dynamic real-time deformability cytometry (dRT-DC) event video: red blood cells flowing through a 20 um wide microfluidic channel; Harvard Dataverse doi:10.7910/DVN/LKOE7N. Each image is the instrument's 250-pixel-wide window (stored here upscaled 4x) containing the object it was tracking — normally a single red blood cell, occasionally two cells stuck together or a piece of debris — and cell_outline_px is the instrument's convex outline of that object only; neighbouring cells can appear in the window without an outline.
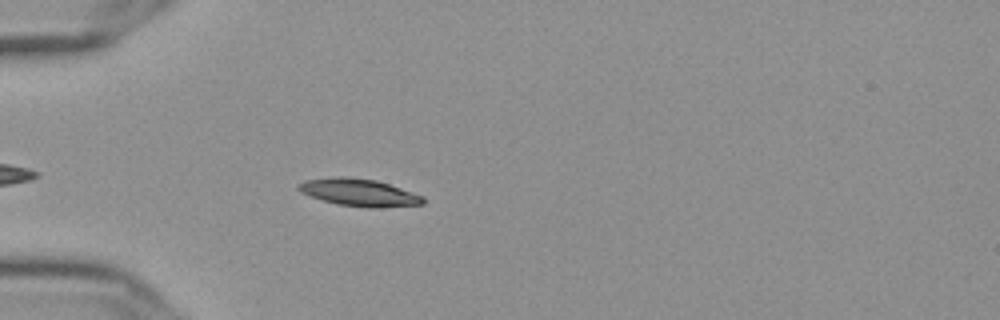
{"species": "Egyptian fruit bat (a non-hibernating species)", "species_latin": "Rousettus aegyptiacus", "temperature_condition": "cold", "stored_images_in_passage": 45, "camera_frame_rate_fps": 3000, "um_per_image_px": 0.085, "frame": {"image": 1, "passage_image": 6, "time_ms": 1.667, "image_size_px": [1000, 320], "cell_outline_px": [[424, 204], [376, 208], [368, 208], [336, 204], [300, 192], [296, 188], [296, 184], [304, 180], [336, 176], [344, 176], [376, 180], [424, 196]], "centroid_in_image_um": [30.49, 16.36], "position_along_channel_um": 54.5, "area_um2": 19.88}}
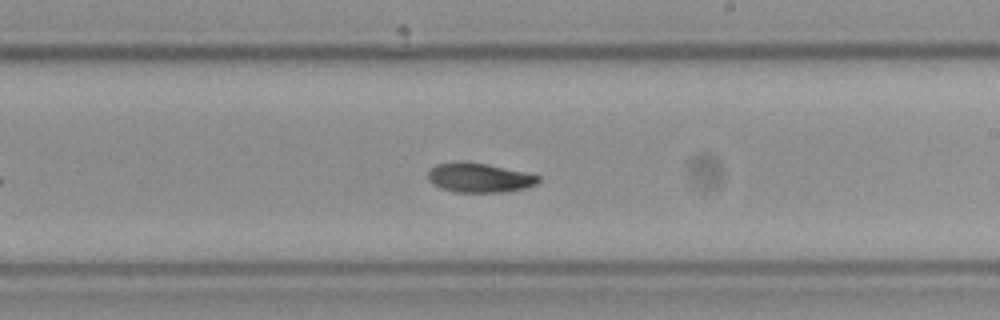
{"frame": {"image": 2, "passage_image": 23, "time_ms": 7.333, "image_size_px": [1000, 320], "cell_outline_px": [[540, 180], [536, 184], [524, 188], [504, 192], [452, 192], [440, 188], [432, 184], [428, 180], [428, 172], [436, 164], [460, 160], [464, 160], [524, 172], [540, 176]], "centroid_in_image_um": [40.68, 15.1], "position_along_channel_um": 248.3, "area_um2": 18.96}}
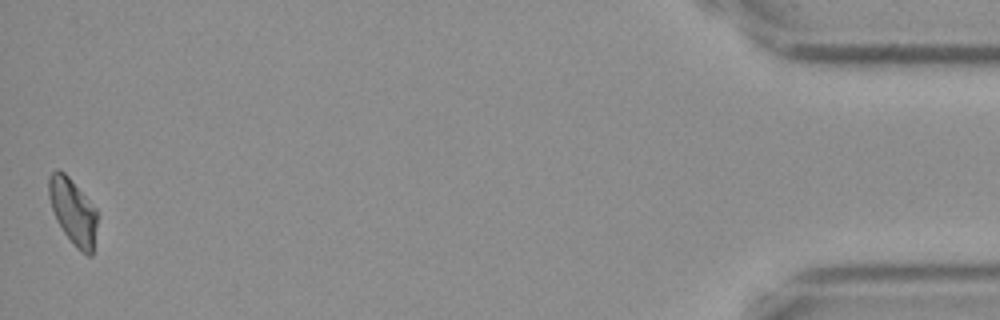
{"frame": {"image": 3, "passage_image": 45, "time_ms": 14.667, "image_size_px": [1000, 320], "cell_outline_px": [[96, 224], [92, 256], [88, 256], [80, 252], [72, 244], [56, 220], [48, 196], [48, 176], [56, 168], [64, 172], [68, 176], [96, 208]], "centroid_in_image_um": [6.18, 17.97], "position_along_channel_um": 429.0, "area_um2": 18.55}, "authors_computed_cell_mechanics": {"area_um2": 18.9584, "velocity_mm_per_s": 3.6253, "shape_relaxation_time_tau1_ms": 6.1911, "shape_relaxation_time_tau2_ms": 4.1139, "deformation_change_tau1": 0.1288, "deformation_change_tau2": 0.0757}}